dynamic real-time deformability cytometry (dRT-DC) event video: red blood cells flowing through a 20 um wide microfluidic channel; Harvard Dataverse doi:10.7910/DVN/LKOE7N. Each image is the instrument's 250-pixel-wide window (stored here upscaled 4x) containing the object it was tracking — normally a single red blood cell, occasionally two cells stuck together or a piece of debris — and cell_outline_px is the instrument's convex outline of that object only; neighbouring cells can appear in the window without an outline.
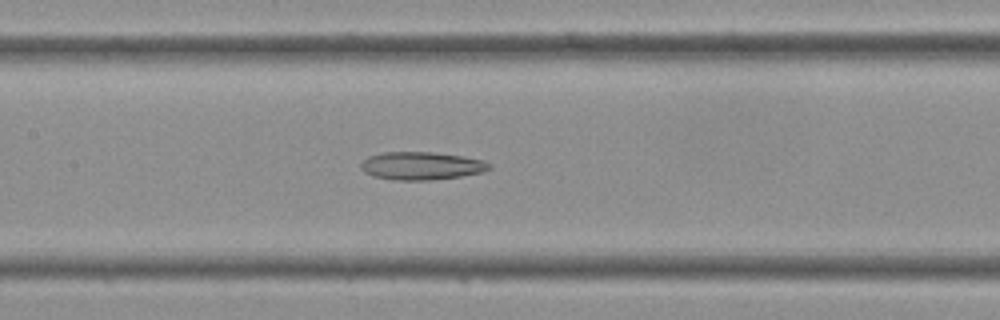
{"species": "Egyptian fruit bat (a non-hibernating species)", "species_latin": "Rousettus aegyptiacus", "temperature_condition": "cold", "stored_images_in_passage": 41, "camera_frame_rate_fps": 3000, "um_per_image_px": 0.085, "frame": {"image": 1, "passage_image": 19, "time_ms": 6.0, "image_size_px": [1000, 320], "cell_outline_px": [[492, 168], [484, 172], [460, 176], [432, 180], [392, 180], [372, 176], [364, 172], [360, 168], [360, 164], [368, 156], [384, 152], [432, 152], [464, 156], [484, 160], [492, 164]], "centroid_in_image_um": [35.84, 14.09], "position_along_channel_um": 171.6, "area_um2": 21.15}}
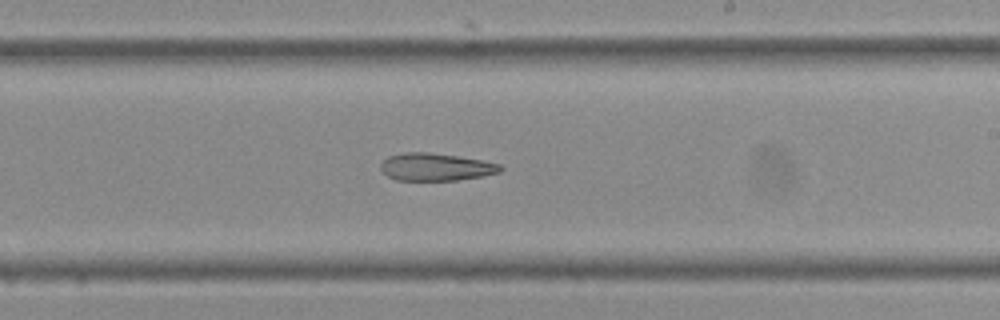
{"frame": {"image": 2, "passage_image": 24, "time_ms": 7.667, "image_size_px": [1000, 320], "cell_outline_px": [[504, 168], [500, 172], [480, 176], [456, 180], [396, 180], [388, 176], [380, 168], [380, 164], [388, 156], [404, 152], [428, 152], [484, 160], [500, 164]], "centroid_in_image_um": [37.04, 14.18], "position_along_channel_um": 252.0, "area_um2": 19.13}}
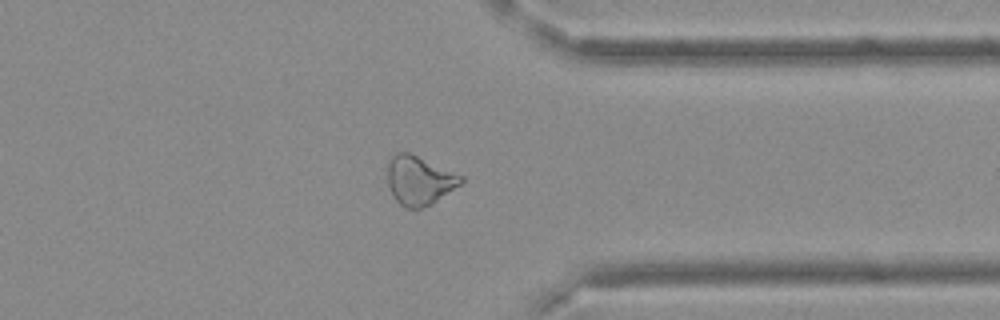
{"frame": {"image": 3, "passage_image": 32, "time_ms": 10.333, "image_size_px": [1000, 320], "cell_outline_px": [[464, 180], [460, 184], [432, 204], [424, 208], [404, 208], [396, 200], [388, 184], [388, 160], [396, 152], [408, 152], [464, 176]], "centroid_in_image_um": [35.63, 15.34], "position_along_channel_um": 375.8, "area_um2": 20.81}}